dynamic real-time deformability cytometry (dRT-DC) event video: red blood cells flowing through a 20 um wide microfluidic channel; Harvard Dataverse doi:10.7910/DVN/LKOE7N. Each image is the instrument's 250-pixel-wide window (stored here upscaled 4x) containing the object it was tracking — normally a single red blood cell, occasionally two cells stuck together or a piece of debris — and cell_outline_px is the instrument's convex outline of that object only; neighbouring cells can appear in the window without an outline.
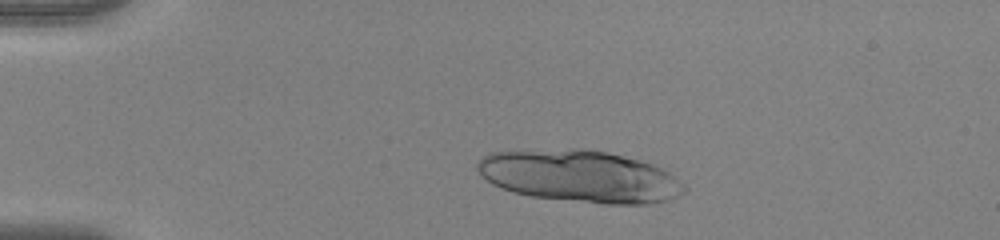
{"species": "human", "species_latin": "Homo sapiens", "temperature_condition": "warm", "stored_images_in_passage": 20, "segment_of_instrument_passage": [1, 2], "camera_frame_rate_fps": 3000, "um_per_image_px": 0.085, "donor": {"sex": "female"}, "frame": {"image": 1, "passage_image": 7, "time_ms": 2.0, "image_size_px": [1000, 240], "cell_outline_px": [[688, 188], [684, 192], [668, 200], [652, 204], [600, 204], [532, 196], [512, 192], [500, 188], [492, 184], [480, 176], [476, 168], [476, 160], [488, 152], [572, 148], [584, 148], [608, 152], [656, 164], [668, 172], [684, 184]], "centroid_in_image_um": [49.26, 14.98], "position_along_channel_um": 35.7, "area_um2": 63.52}}